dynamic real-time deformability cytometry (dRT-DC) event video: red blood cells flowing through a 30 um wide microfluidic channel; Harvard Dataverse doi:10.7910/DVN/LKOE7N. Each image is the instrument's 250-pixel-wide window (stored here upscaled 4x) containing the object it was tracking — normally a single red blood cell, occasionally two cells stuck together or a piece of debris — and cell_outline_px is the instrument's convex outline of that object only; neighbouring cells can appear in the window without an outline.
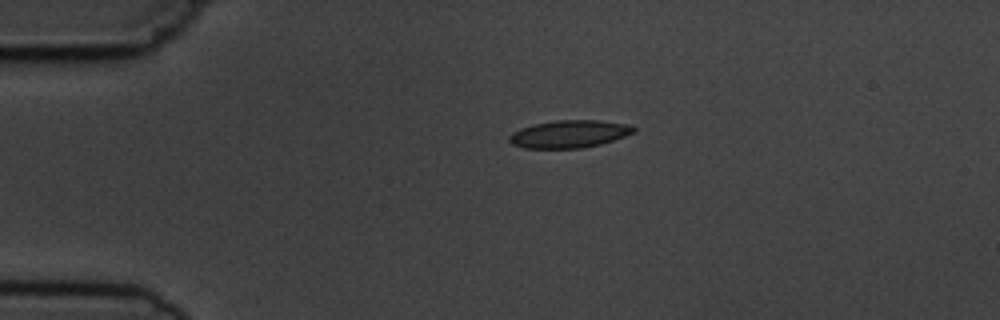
{"species": "common noctule bat (a hibernating species)", "species_latin": "Nyctalus noctula", "temperature_condition": "cold", "stored_images_in_passage": 2, "camera_frame_rate_fps": 3000, "um_per_image_px": 0.085, "animal": {"sex": "male", "body_mass_g": 19.5, "forearm_length_mm": 54.6}, "frame": {"image": 1, "passage_image": 1, "time_ms": 0.0, "image_size_px": [1000, 320], "cell_outline_px": [[636, 132], [600, 144], [580, 148], [524, 148], [512, 144], [508, 140], [508, 136], [512, 132], [520, 128], [532, 124], [556, 120], [596, 120], [628, 124], [636, 128]], "centroid_in_image_um": [48.35, 11.38], "position_along_channel_um": 36.7, "area_um2": 20.0}}
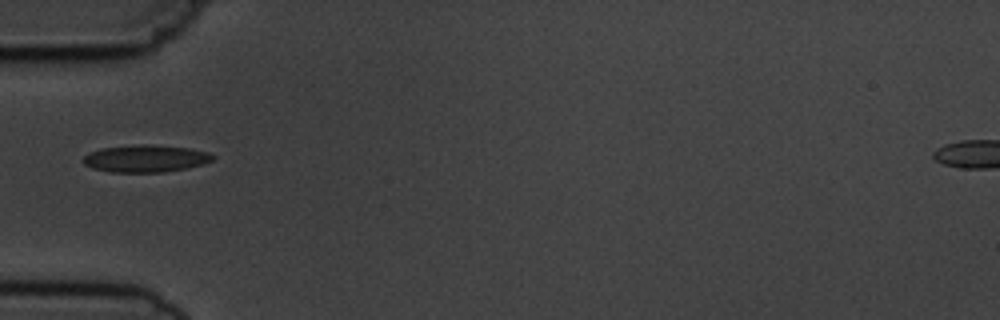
{"frame": {"image": 2, "passage_image": 2, "time_ms": 2.0, "image_size_px": [1000, 320], "cell_outline_px": [[216, 156], [212, 160], [204, 164], [188, 168], [164, 172], [108, 172], [92, 168], [84, 164], [84, 156], [100, 148], [140, 144], [144, 144], [188, 148], [208, 152]], "centroid_in_image_um": [12.39, 13.48], "position_along_channel_um": 72.6, "area_um2": 20.52}}